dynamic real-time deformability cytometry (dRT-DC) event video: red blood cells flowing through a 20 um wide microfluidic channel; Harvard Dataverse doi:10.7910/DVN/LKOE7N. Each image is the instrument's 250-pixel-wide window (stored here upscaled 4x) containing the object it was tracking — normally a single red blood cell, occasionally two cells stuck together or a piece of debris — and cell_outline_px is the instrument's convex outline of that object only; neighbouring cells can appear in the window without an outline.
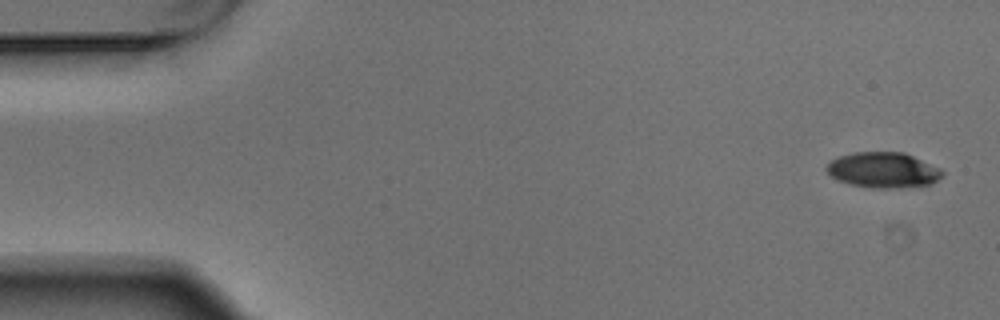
{"species": "Egyptian fruit bat (a non-hibernating species)", "species_latin": "Rousettus aegyptiacus", "temperature_condition": "warm", "stored_images_in_passage": 4, "camera_frame_rate_fps": 3000, "um_per_image_px": 0.085, "animal": {"sex": "male"}, "frame": {"image": 1, "passage_image": 1, "time_ms": 0.0, "image_size_px": [1000, 320], "cell_outline_px": [[944, 176], [932, 184], [896, 188], [872, 188], [848, 184], [832, 176], [824, 168], [832, 160], [840, 156], [856, 152], [904, 152], [940, 168], [944, 172]], "centroid_in_image_um": [75.1, 14.46], "position_along_channel_um": 9.9, "area_um2": 23.93}}
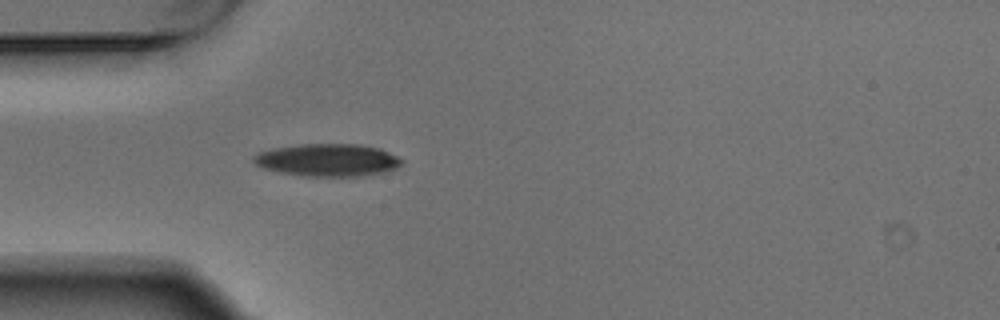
{"frame": {"image": 2, "passage_image": 4, "time_ms": 1.0, "image_size_px": [1000, 320], "cell_outline_px": [[404, 164], [396, 168], [384, 172], [364, 176], [304, 176], [280, 172], [264, 168], [256, 164], [252, 160], [252, 156], [260, 152], [272, 148], [300, 144], [356, 144], [380, 148], [404, 160]], "centroid_in_image_um": [27.87, 13.6], "position_along_channel_um": 57.1, "area_um2": 28.15}}